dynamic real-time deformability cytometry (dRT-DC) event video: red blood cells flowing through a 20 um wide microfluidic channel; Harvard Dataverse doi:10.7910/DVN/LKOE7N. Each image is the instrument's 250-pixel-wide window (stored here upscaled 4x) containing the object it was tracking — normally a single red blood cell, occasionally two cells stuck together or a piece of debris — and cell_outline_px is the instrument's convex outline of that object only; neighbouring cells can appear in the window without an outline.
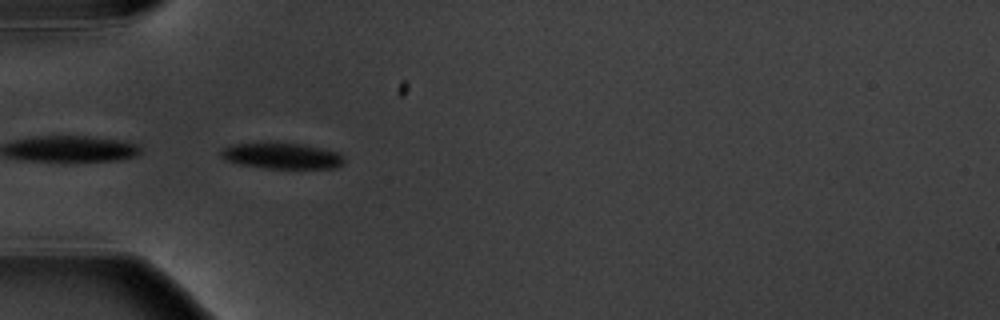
{"species": "common noctule bat (a hibernating species)", "species_latin": "Nyctalus noctula", "temperature_condition": "warm", "stored_images_in_passage": 7, "camera_frame_rate_fps": 3000, "um_per_image_px": 0.085, "animal": {"sex": "male", "body_mass_g": 20.1, "forearm_length_mm": 53.5}, "frame": {"image": 1, "passage_image": 6, "time_ms": 6.0, "image_size_px": [1000, 320], "cell_outline_px": [[344, 160], [336, 168], [264, 168], [244, 164], [228, 160], [220, 156], [220, 152], [224, 148], [232, 144], [272, 140], [276, 140], [304, 144], [340, 152], [344, 156]], "centroid_in_image_um": [23.97, 13.19], "position_along_channel_um": 61.0, "area_um2": 19.19}}